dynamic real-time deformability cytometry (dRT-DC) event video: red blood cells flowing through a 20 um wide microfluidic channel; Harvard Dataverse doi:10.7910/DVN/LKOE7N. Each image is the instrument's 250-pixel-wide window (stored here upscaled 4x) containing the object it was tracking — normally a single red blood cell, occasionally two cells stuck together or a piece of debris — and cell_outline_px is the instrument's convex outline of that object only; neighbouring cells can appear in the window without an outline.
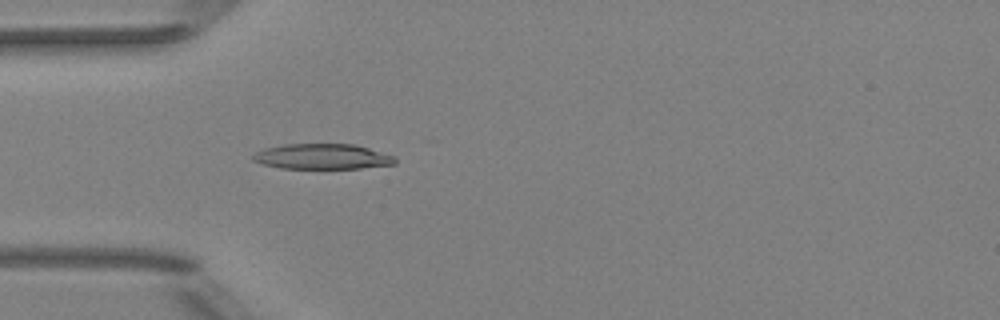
{"species": "Egyptian fruit bat (a non-hibernating species)", "species_latin": "Rousettus aegyptiacus", "temperature_condition": "room temperature", "stored_images_in_passage": 1, "camera_frame_rate_fps": 3000, "um_per_image_px": 0.085, "animal": {"sex": "female"}, "frame": {"image": 1, "passage_image": 1, "time_ms": 0.0, "image_size_px": [1000, 320], "cell_outline_px": [[396, 164], [360, 168], [280, 168], [264, 164], [252, 160], [252, 156], [256, 152], [264, 148], [284, 144], [356, 144], [392, 156], [396, 160]], "centroid_in_image_um": [27.37, 13.3], "position_along_channel_um": 57.6, "area_um2": 20.81}}